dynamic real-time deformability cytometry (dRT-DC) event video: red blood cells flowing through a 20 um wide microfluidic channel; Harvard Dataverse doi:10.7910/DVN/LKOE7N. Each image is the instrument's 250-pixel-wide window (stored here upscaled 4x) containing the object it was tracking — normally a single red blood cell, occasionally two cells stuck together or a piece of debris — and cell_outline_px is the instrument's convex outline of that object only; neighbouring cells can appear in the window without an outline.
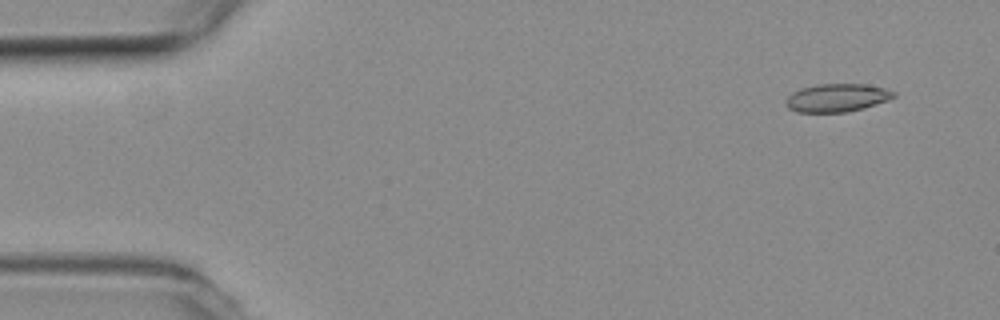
{"species": "common noctule bat (a hibernating species)", "species_latin": "Nyctalus noctula", "temperature_condition": "room temperature", "stored_images_in_passage": 4, "camera_frame_rate_fps": 3000, "um_per_image_px": 0.085, "animal": {"sex": "female", "body_mass_g": 19.3, "forearm_length_mm": 54.1}, "frame": {"image": 1, "passage_image": 1, "time_ms": 0.0, "image_size_px": [1000, 320], "cell_outline_px": [[896, 96], [888, 100], [864, 108], [848, 112], [796, 112], [788, 108], [788, 96], [792, 92], [800, 88], [816, 84], [864, 84], [884, 88], [896, 92]], "centroid_in_image_um": [71.16, 8.31], "position_along_channel_um": 13.8, "area_um2": 17.63}}
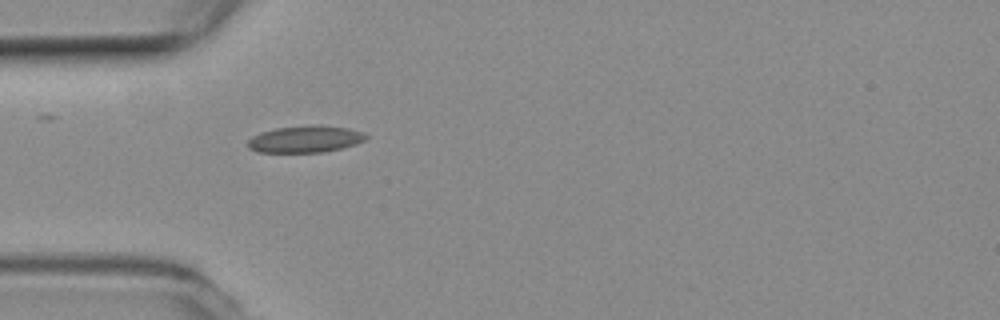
{"frame": {"image": 2, "passage_image": 4, "time_ms": 1.0, "image_size_px": [1000, 320], "cell_outline_px": [[368, 136], [364, 140], [356, 144], [324, 152], [256, 152], [248, 148], [248, 140], [252, 136], [260, 132], [276, 128], [348, 128], [364, 132]], "centroid_in_image_um": [25.9, 11.88], "position_along_channel_um": 59.1, "area_um2": 17.51}}